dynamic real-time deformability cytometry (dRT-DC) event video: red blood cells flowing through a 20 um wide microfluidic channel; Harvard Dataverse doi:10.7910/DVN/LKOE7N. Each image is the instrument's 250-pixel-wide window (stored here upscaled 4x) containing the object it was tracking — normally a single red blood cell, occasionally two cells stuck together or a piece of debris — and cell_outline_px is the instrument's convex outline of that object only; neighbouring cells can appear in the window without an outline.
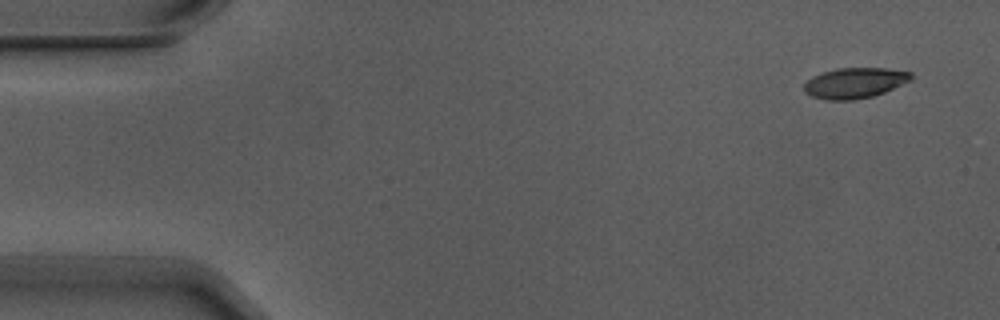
{"species": "Egyptian fruit bat (a non-hibernating species)", "species_latin": "Rousettus aegyptiacus", "temperature_condition": "warm", "stored_images_in_passage": 7, "camera_frame_rate_fps": 3000, "um_per_image_px": 0.085, "animal": {"sex": "male"}, "frame": {"image": 1, "passage_image": 1, "time_ms": 0.0, "image_size_px": [1000, 320], "cell_outline_px": [[912, 80], [884, 92], [872, 96], [852, 100], [824, 100], [812, 96], [804, 92], [804, 84], [812, 76], [836, 68], [888, 68], [912, 72]], "centroid_in_image_um": [72.66, 7.05], "position_along_channel_um": 12.3, "area_um2": 19.07}}
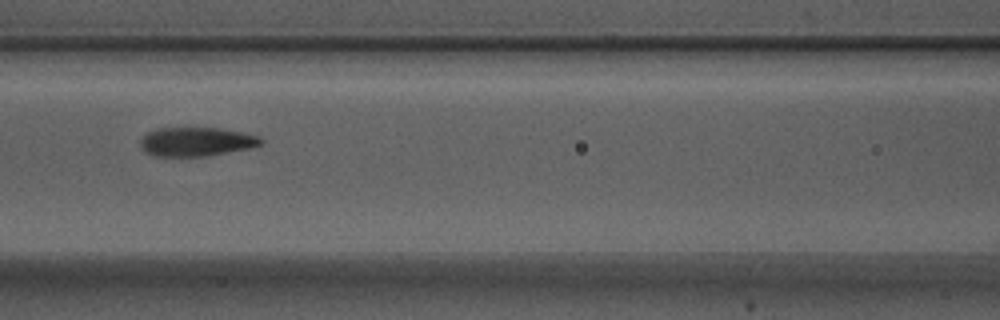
{"frame": {"image": 2, "passage_image": 7, "time_ms": 2.0, "image_size_px": [1000, 320], "cell_outline_px": [[264, 140], [260, 144], [248, 148], [208, 156], [152, 156], [144, 152], [140, 148], [140, 140], [148, 132], [156, 128], [216, 128], [240, 132], [260, 136]], "centroid_in_image_um": [16.63, 12.05], "position_along_channel_um": 150.0, "area_um2": 20.29}}